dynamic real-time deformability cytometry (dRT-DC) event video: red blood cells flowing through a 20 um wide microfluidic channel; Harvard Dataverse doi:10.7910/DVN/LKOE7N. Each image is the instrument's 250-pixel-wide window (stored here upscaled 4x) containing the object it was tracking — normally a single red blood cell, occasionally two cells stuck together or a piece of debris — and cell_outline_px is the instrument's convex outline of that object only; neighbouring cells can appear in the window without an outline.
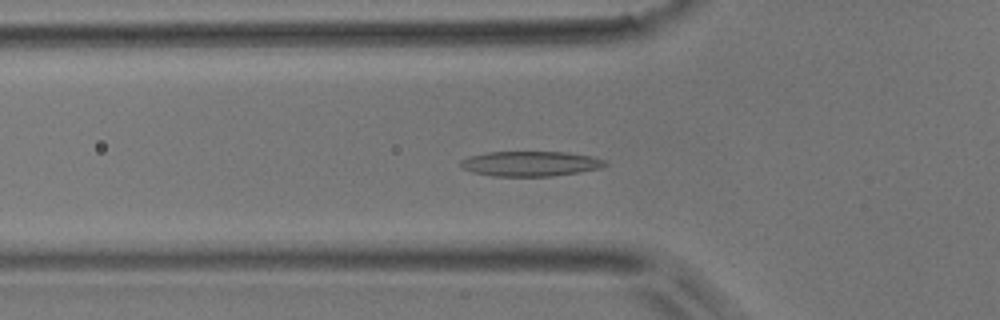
{"species": "common noctule bat (a hibernating species)", "species_latin": "Nyctalus noctula", "temperature_condition": "room temperature", "stored_images_in_passage": 51, "camera_frame_rate_fps": 3000, "um_per_image_px": 0.085, "animal": {"sex": "male", "body_mass_g": 17.9}, "frame": {"image": 1, "passage_image": 17, "time_ms": 5.333, "image_size_px": [1000, 320], "cell_outline_px": [[608, 164], [600, 168], [580, 172], [552, 176], [492, 176], [472, 172], [464, 168], [460, 164], [460, 160], [468, 156], [488, 152], [568, 152], [592, 156], [604, 160]], "centroid_in_image_um": [45.09, 13.91], "position_along_channel_um": 80.7, "area_um2": 21.1}}
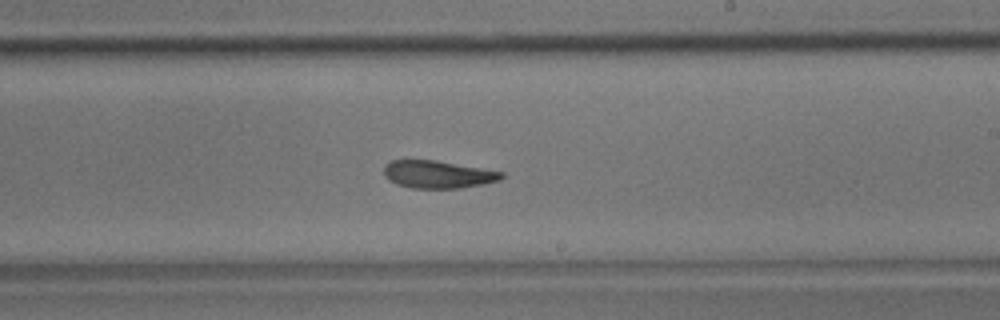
{"frame": {"image": 2, "passage_image": 30, "time_ms": 9.667, "image_size_px": [1000, 320], "cell_outline_px": [[504, 176], [500, 180], [484, 184], [460, 188], [412, 188], [396, 184], [388, 180], [384, 176], [384, 164], [392, 160], [436, 160], [504, 172]], "centroid_in_image_um": [37.2, 14.82], "position_along_channel_um": 251.8, "area_um2": 19.02}}
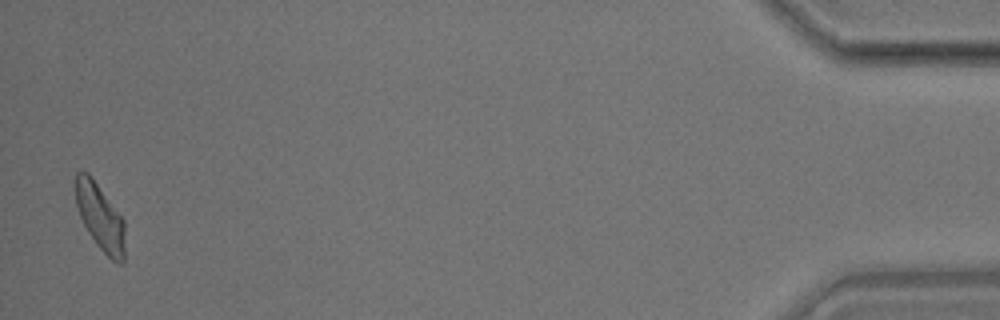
{"frame": {"image": 3, "passage_image": 50, "time_ms": 16.333, "image_size_px": [1000, 320], "cell_outline_px": [[124, 260], [120, 264], [112, 260], [96, 244], [88, 232], [80, 216], [76, 204], [76, 172], [88, 172], [92, 176], [124, 220]], "centroid_in_image_um": [8.52, 18.45], "position_along_channel_um": 426.7, "area_um2": 18.9}, "authors_computed_cell_mechanics": {"area_um2": 19.9988, "velocity_mm_per_s": 3.9406, "shape_relaxation_time_tau1_ms": 5.1759, "shape_relaxation_time_tau2_ms": 4.2636, "deformation_change_tau1": 0.1498, "deformation_change_tau2": 0.1235}}